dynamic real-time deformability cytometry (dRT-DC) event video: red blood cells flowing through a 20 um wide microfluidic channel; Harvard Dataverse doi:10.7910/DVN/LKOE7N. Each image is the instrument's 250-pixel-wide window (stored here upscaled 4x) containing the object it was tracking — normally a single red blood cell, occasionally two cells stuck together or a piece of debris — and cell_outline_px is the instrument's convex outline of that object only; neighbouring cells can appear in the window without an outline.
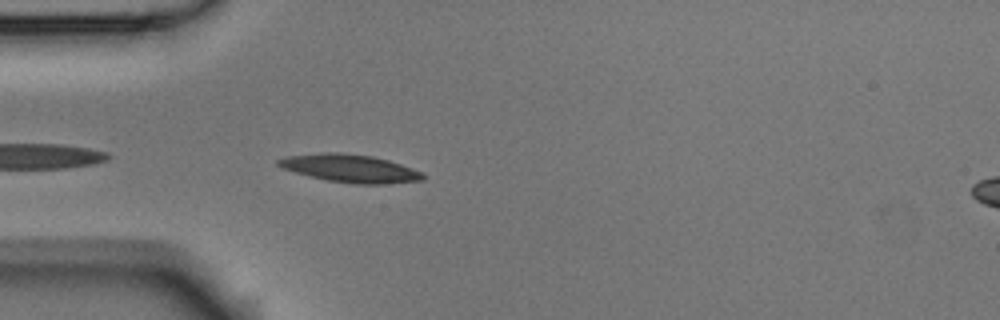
{"species": "Egyptian fruit bat (a non-hibernating species)", "species_latin": "Rousettus aegyptiacus", "temperature_condition": "room temperature", "stored_images_in_passage": 5, "camera_frame_rate_fps": 3000, "um_per_image_px": 0.085, "animal": {"sex": "male"}, "frame": {"image": 1, "passage_image": 5, "time_ms": 1.333, "image_size_px": [1000, 320], "cell_outline_px": [[424, 180], [388, 184], [352, 184], [328, 180], [308, 176], [280, 168], [276, 164], [276, 160], [288, 156], [324, 152], [340, 152], [372, 156], [388, 160], [412, 168], [420, 172], [424, 176]], "centroid_in_image_um": [29.72, 14.31], "position_along_channel_um": 55.3, "area_um2": 23.58}}